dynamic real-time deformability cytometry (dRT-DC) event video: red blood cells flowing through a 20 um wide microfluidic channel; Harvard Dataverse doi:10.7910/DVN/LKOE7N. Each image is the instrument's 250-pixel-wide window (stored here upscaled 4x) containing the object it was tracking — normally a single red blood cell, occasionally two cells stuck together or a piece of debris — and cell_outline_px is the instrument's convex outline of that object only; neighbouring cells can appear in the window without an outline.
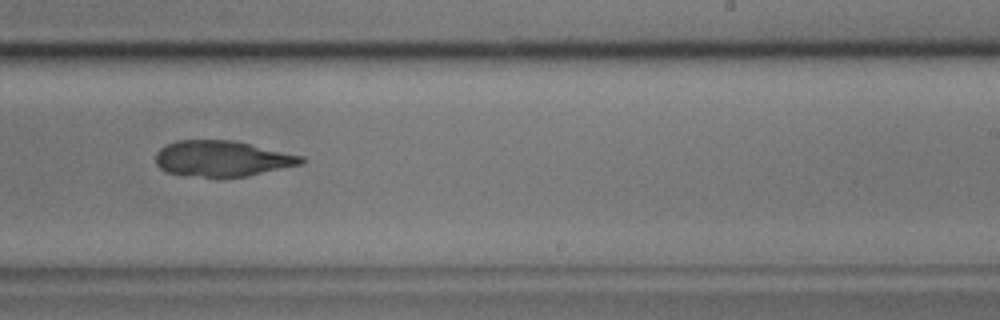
{"species": "common noctule bat (a hibernating species)", "species_latin": "Nyctalus noctula", "temperature_condition": "cold", "stored_images_in_passage": 41, "camera_frame_rate_fps": 3000, "um_per_image_px": 0.085, "animal": {"sex": "male", "body_mass_g": 17.9}, "frame": {"image": 1, "passage_image": 19, "time_ms": 6.0, "image_size_px": [1000, 320], "cell_outline_px": [[304, 160], [300, 164], [248, 176], [204, 176], [168, 172], [160, 168], [156, 164], [156, 152], [160, 148], [176, 140], [232, 140], [304, 156]], "centroid_in_image_um": [18.88, 13.46], "position_along_channel_um": 270.1, "area_um2": 29.77}}
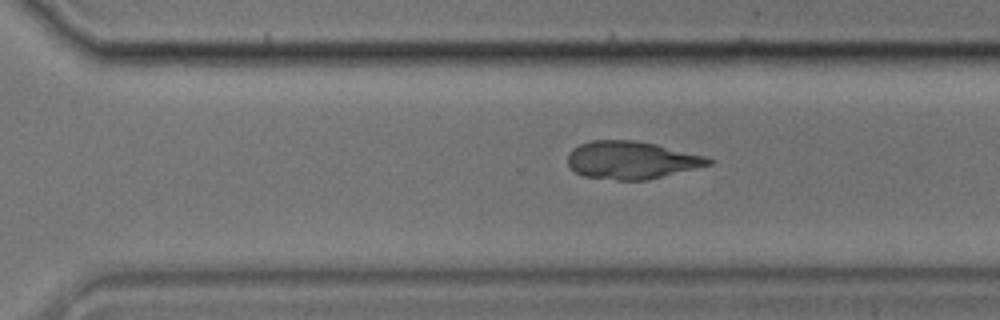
{"frame": {"image": 2, "passage_image": 23, "time_ms": 7.333, "image_size_px": [1000, 320], "cell_outline_px": [[712, 164], [648, 180], [616, 180], [584, 176], [576, 172], [568, 164], [568, 152], [572, 148], [580, 144], [592, 140], [632, 140], [656, 144], [704, 156], [712, 160]], "centroid_in_image_um": [53.64, 13.61], "position_along_channel_um": 317.0, "area_um2": 30.75}}
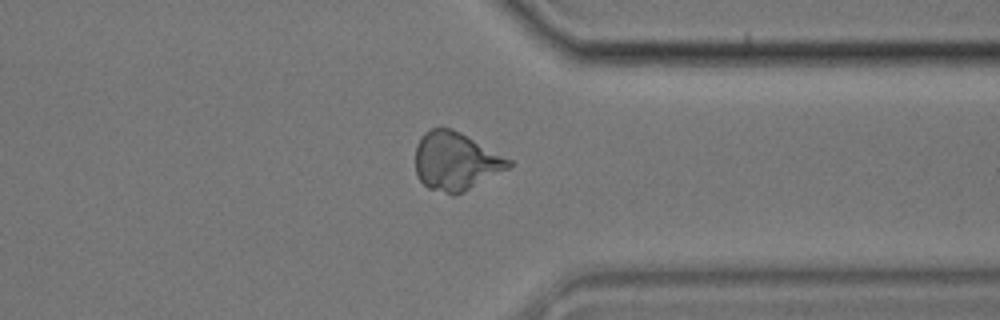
{"frame": {"image": 3, "passage_image": 28, "time_ms": 9.0, "image_size_px": [1000, 320], "cell_outline_px": [[512, 164], [508, 168], [464, 192], [456, 196], [452, 196], [428, 188], [420, 180], [416, 172], [416, 144], [424, 132], [432, 128], [452, 128], [460, 132], [512, 160]], "centroid_in_image_um": [38.72, 13.72], "position_along_channel_um": 372.7, "area_um2": 31.56}}